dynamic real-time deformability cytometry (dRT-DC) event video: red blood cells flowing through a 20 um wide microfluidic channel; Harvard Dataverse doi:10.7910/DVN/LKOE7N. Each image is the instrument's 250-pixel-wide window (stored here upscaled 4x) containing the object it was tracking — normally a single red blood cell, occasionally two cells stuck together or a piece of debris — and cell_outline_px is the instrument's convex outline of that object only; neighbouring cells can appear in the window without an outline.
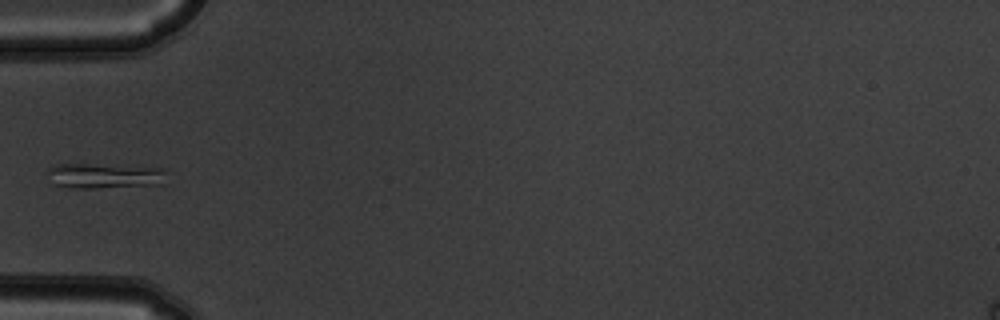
{"species": "common noctule bat (a hibernating species)", "species_latin": "Nyctalus noctula", "temperature_condition": "warm", "stored_images_in_passage": 1, "camera_frame_rate_fps": 3000, "um_per_image_px": 0.085, "animal": {"sex": "male", "body_mass_g": 19.5, "forearm_length_mm": 54.6}, "frame": {"image": 1, "passage_image": 1, "time_ms": 0.0, "image_size_px": [1000, 320], "cell_outline_px": [[168, 172], [164, 184], [96, 188], [72, 188], [56, 184], [48, 172], [48, 168], [56, 164], [84, 164], [168, 168]], "centroid_in_image_um": [8.99, 14.94], "position_along_channel_um": 76.0, "area_um2": 17.4}}